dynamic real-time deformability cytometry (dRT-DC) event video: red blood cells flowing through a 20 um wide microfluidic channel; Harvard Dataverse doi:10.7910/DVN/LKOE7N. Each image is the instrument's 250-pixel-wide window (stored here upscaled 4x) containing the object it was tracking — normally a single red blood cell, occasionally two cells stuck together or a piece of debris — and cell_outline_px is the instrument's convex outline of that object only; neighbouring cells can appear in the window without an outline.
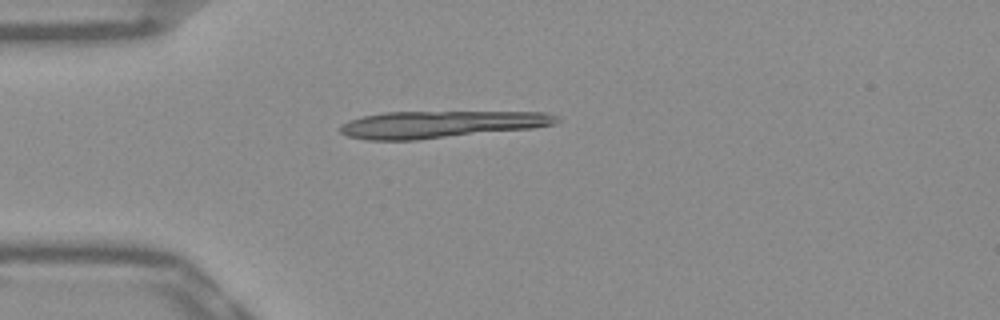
{"species": "Egyptian fruit bat (a non-hibernating species)", "species_latin": "Rousettus aegyptiacus", "temperature_condition": "warm", "stored_images_in_passage": 40, "segment_of_instrument_passage": [1, 2], "camera_frame_rate_fps": 3000, "um_per_image_px": 0.085, "frame": {"image": 1, "passage_image": 1, "time_ms": 0.0, "image_size_px": [1000, 320], "cell_outline_px": [[560, 120], [556, 124], [532, 128], [416, 140], [364, 140], [348, 136], [340, 132], [340, 124], [348, 120], [364, 116], [384, 112], [544, 112], [556, 116]], "centroid_in_image_um": [37.42, 10.57], "position_along_channel_um": 47.6, "area_um2": 34.04}}